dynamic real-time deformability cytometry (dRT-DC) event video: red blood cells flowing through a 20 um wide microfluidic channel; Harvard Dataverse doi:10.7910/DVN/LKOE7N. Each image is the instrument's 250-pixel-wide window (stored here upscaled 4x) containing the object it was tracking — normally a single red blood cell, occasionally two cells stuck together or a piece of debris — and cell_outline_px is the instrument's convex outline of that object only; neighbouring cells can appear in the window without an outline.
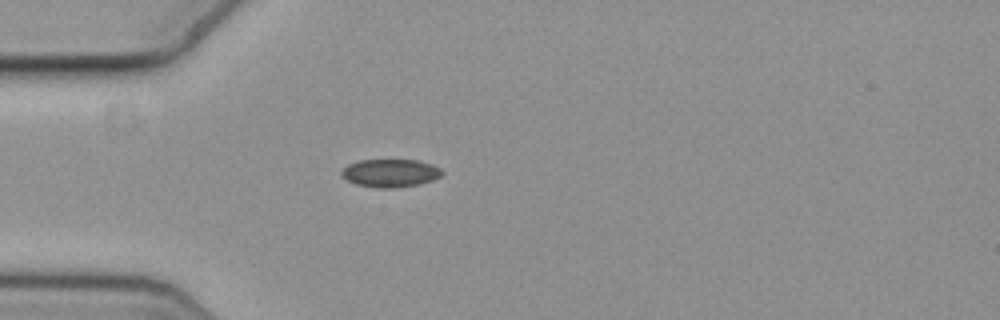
{"species": "common noctule bat (a hibernating species)", "species_latin": "Nyctalus noctula", "temperature_condition": "cold", "stored_images_in_passage": 34, "camera_frame_rate_fps": 3000, "um_per_image_px": 0.085, "animal": {"sex": "female", "body_mass_g": 19.3, "forearm_length_mm": 54.1}, "frame": {"image": 1, "passage_image": 1, "time_ms": 0.0, "image_size_px": [1000, 320], "cell_outline_px": [[444, 172], [440, 176], [432, 180], [416, 184], [392, 188], [380, 188], [356, 184], [348, 180], [340, 172], [348, 164], [360, 160], [420, 160], [432, 164], [440, 168]], "centroid_in_image_um": [33.2, 14.69], "position_along_channel_um": 51.8, "area_um2": 16.18}}
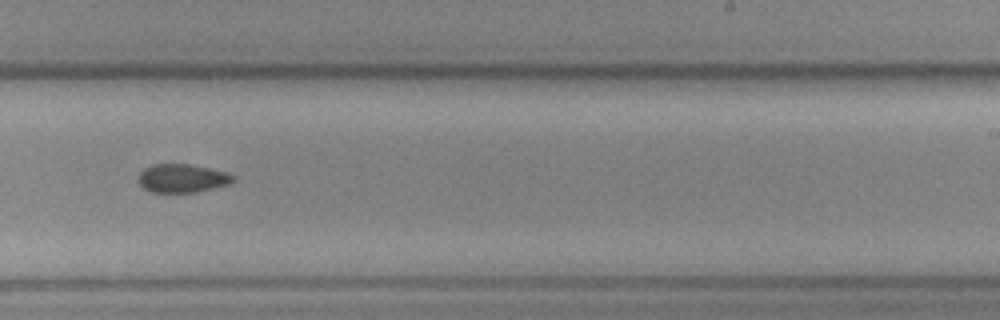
{"frame": {"image": 2, "passage_image": 20, "time_ms": 6.333, "image_size_px": [1000, 320], "cell_outline_px": [[236, 180], [228, 184], [196, 192], [152, 192], [144, 188], [140, 184], [140, 172], [144, 168], [152, 164], [188, 164], [228, 172], [236, 176]], "centroid_in_image_um": [15.52, 15.14], "position_along_channel_um": 273.5, "area_um2": 15.61}}
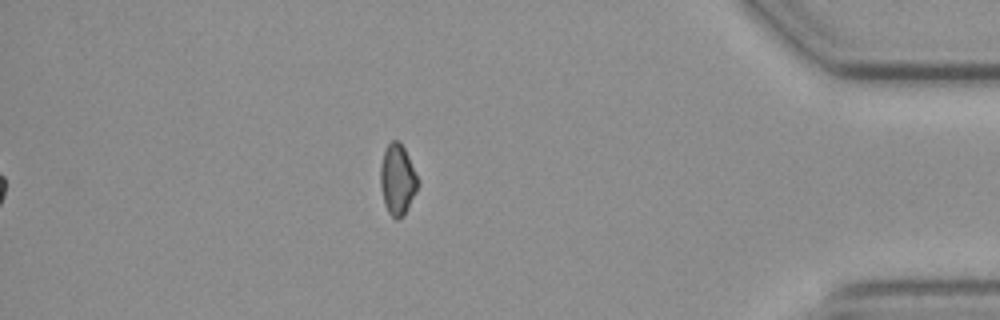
{"frame": {"image": 3, "passage_image": 34, "time_ms": 11.0, "image_size_px": [1000, 320], "cell_outline_px": [[420, 180], [416, 192], [408, 208], [396, 220], [388, 212], [384, 204], [380, 188], [380, 164], [384, 148], [392, 140], [400, 140]], "centroid_in_image_um": [33.77, 15.22], "position_along_channel_um": 401.4, "area_um2": 15.61}}